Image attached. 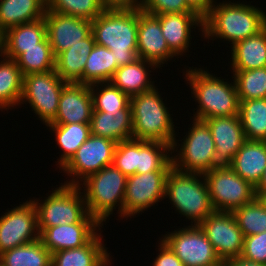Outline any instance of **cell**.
Returning <instances> with one entry per match:
<instances>
[{
    "instance_id": "obj_15",
    "label": "cell",
    "mask_w": 266,
    "mask_h": 266,
    "mask_svg": "<svg viewBox=\"0 0 266 266\" xmlns=\"http://www.w3.org/2000/svg\"><path fill=\"white\" fill-rule=\"evenodd\" d=\"M199 226L223 263L241 256L244 236L232 212L214 211Z\"/></svg>"
},
{
    "instance_id": "obj_43",
    "label": "cell",
    "mask_w": 266,
    "mask_h": 266,
    "mask_svg": "<svg viewBox=\"0 0 266 266\" xmlns=\"http://www.w3.org/2000/svg\"><path fill=\"white\" fill-rule=\"evenodd\" d=\"M241 256L266 265V231L257 235L245 236Z\"/></svg>"
},
{
    "instance_id": "obj_11",
    "label": "cell",
    "mask_w": 266,
    "mask_h": 266,
    "mask_svg": "<svg viewBox=\"0 0 266 266\" xmlns=\"http://www.w3.org/2000/svg\"><path fill=\"white\" fill-rule=\"evenodd\" d=\"M186 225L171 232L165 231L159 238L170 247L184 266H224L200 226Z\"/></svg>"
},
{
    "instance_id": "obj_29",
    "label": "cell",
    "mask_w": 266,
    "mask_h": 266,
    "mask_svg": "<svg viewBox=\"0 0 266 266\" xmlns=\"http://www.w3.org/2000/svg\"><path fill=\"white\" fill-rule=\"evenodd\" d=\"M47 0H0V35L11 27L41 19Z\"/></svg>"
},
{
    "instance_id": "obj_13",
    "label": "cell",
    "mask_w": 266,
    "mask_h": 266,
    "mask_svg": "<svg viewBox=\"0 0 266 266\" xmlns=\"http://www.w3.org/2000/svg\"><path fill=\"white\" fill-rule=\"evenodd\" d=\"M168 173L169 171H154L127 176L123 219L135 218L165 200Z\"/></svg>"
},
{
    "instance_id": "obj_17",
    "label": "cell",
    "mask_w": 266,
    "mask_h": 266,
    "mask_svg": "<svg viewBox=\"0 0 266 266\" xmlns=\"http://www.w3.org/2000/svg\"><path fill=\"white\" fill-rule=\"evenodd\" d=\"M44 18L46 35L55 57L92 33V22L86 19L48 10Z\"/></svg>"
},
{
    "instance_id": "obj_42",
    "label": "cell",
    "mask_w": 266,
    "mask_h": 266,
    "mask_svg": "<svg viewBox=\"0 0 266 266\" xmlns=\"http://www.w3.org/2000/svg\"><path fill=\"white\" fill-rule=\"evenodd\" d=\"M142 11L160 15L165 13H195L186 0H144Z\"/></svg>"
},
{
    "instance_id": "obj_50",
    "label": "cell",
    "mask_w": 266,
    "mask_h": 266,
    "mask_svg": "<svg viewBox=\"0 0 266 266\" xmlns=\"http://www.w3.org/2000/svg\"><path fill=\"white\" fill-rule=\"evenodd\" d=\"M257 198L260 200V202L264 205L266 208V191H255Z\"/></svg>"
},
{
    "instance_id": "obj_40",
    "label": "cell",
    "mask_w": 266,
    "mask_h": 266,
    "mask_svg": "<svg viewBox=\"0 0 266 266\" xmlns=\"http://www.w3.org/2000/svg\"><path fill=\"white\" fill-rule=\"evenodd\" d=\"M47 10L93 21L105 8L101 0H47Z\"/></svg>"
},
{
    "instance_id": "obj_28",
    "label": "cell",
    "mask_w": 266,
    "mask_h": 266,
    "mask_svg": "<svg viewBox=\"0 0 266 266\" xmlns=\"http://www.w3.org/2000/svg\"><path fill=\"white\" fill-rule=\"evenodd\" d=\"M101 233L100 230L82 247L54 252L51 255V266H97L109 253Z\"/></svg>"
},
{
    "instance_id": "obj_3",
    "label": "cell",
    "mask_w": 266,
    "mask_h": 266,
    "mask_svg": "<svg viewBox=\"0 0 266 266\" xmlns=\"http://www.w3.org/2000/svg\"><path fill=\"white\" fill-rule=\"evenodd\" d=\"M91 22L95 44L113 51L118 68L138 59V10L105 9Z\"/></svg>"
},
{
    "instance_id": "obj_36",
    "label": "cell",
    "mask_w": 266,
    "mask_h": 266,
    "mask_svg": "<svg viewBox=\"0 0 266 266\" xmlns=\"http://www.w3.org/2000/svg\"><path fill=\"white\" fill-rule=\"evenodd\" d=\"M15 61L23 76L55 70V56L47 36L40 42V48L23 49Z\"/></svg>"
},
{
    "instance_id": "obj_32",
    "label": "cell",
    "mask_w": 266,
    "mask_h": 266,
    "mask_svg": "<svg viewBox=\"0 0 266 266\" xmlns=\"http://www.w3.org/2000/svg\"><path fill=\"white\" fill-rule=\"evenodd\" d=\"M171 145L160 141L138 140L137 173L170 171L172 166Z\"/></svg>"
},
{
    "instance_id": "obj_25",
    "label": "cell",
    "mask_w": 266,
    "mask_h": 266,
    "mask_svg": "<svg viewBox=\"0 0 266 266\" xmlns=\"http://www.w3.org/2000/svg\"><path fill=\"white\" fill-rule=\"evenodd\" d=\"M94 46V36L91 33L84 40L59 53L55 57L56 74L65 83L84 84V67Z\"/></svg>"
},
{
    "instance_id": "obj_18",
    "label": "cell",
    "mask_w": 266,
    "mask_h": 266,
    "mask_svg": "<svg viewBox=\"0 0 266 266\" xmlns=\"http://www.w3.org/2000/svg\"><path fill=\"white\" fill-rule=\"evenodd\" d=\"M215 142V167H230L237 151L247 140L239 115L204 120Z\"/></svg>"
},
{
    "instance_id": "obj_4",
    "label": "cell",
    "mask_w": 266,
    "mask_h": 266,
    "mask_svg": "<svg viewBox=\"0 0 266 266\" xmlns=\"http://www.w3.org/2000/svg\"><path fill=\"white\" fill-rule=\"evenodd\" d=\"M159 86L152 90L130 97L132 107L133 139L160 141L172 145L176 137L172 108L168 107L167 98L159 91Z\"/></svg>"
},
{
    "instance_id": "obj_8",
    "label": "cell",
    "mask_w": 266,
    "mask_h": 266,
    "mask_svg": "<svg viewBox=\"0 0 266 266\" xmlns=\"http://www.w3.org/2000/svg\"><path fill=\"white\" fill-rule=\"evenodd\" d=\"M192 119L183 138L176 132L179 139L175 137L171 145L172 166L181 172L204 175L215 168V142L207 123L195 118L189 120Z\"/></svg>"
},
{
    "instance_id": "obj_37",
    "label": "cell",
    "mask_w": 266,
    "mask_h": 266,
    "mask_svg": "<svg viewBox=\"0 0 266 266\" xmlns=\"http://www.w3.org/2000/svg\"><path fill=\"white\" fill-rule=\"evenodd\" d=\"M239 101L266 98V67L253 70H230Z\"/></svg>"
},
{
    "instance_id": "obj_47",
    "label": "cell",
    "mask_w": 266,
    "mask_h": 266,
    "mask_svg": "<svg viewBox=\"0 0 266 266\" xmlns=\"http://www.w3.org/2000/svg\"><path fill=\"white\" fill-rule=\"evenodd\" d=\"M224 266H266V265L245 259L242 256H238L224 262Z\"/></svg>"
},
{
    "instance_id": "obj_49",
    "label": "cell",
    "mask_w": 266,
    "mask_h": 266,
    "mask_svg": "<svg viewBox=\"0 0 266 266\" xmlns=\"http://www.w3.org/2000/svg\"><path fill=\"white\" fill-rule=\"evenodd\" d=\"M108 253L99 263L97 266H110L113 264L112 262V255ZM112 262V263H111Z\"/></svg>"
},
{
    "instance_id": "obj_19",
    "label": "cell",
    "mask_w": 266,
    "mask_h": 266,
    "mask_svg": "<svg viewBox=\"0 0 266 266\" xmlns=\"http://www.w3.org/2000/svg\"><path fill=\"white\" fill-rule=\"evenodd\" d=\"M155 16L160 21L162 34L169 49L178 58L190 52L189 46H192L195 29L198 33L201 32V39L203 37V19L196 13H165Z\"/></svg>"
},
{
    "instance_id": "obj_33",
    "label": "cell",
    "mask_w": 266,
    "mask_h": 266,
    "mask_svg": "<svg viewBox=\"0 0 266 266\" xmlns=\"http://www.w3.org/2000/svg\"><path fill=\"white\" fill-rule=\"evenodd\" d=\"M117 69L113 51L95 44L84 67V84L110 82Z\"/></svg>"
},
{
    "instance_id": "obj_26",
    "label": "cell",
    "mask_w": 266,
    "mask_h": 266,
    "mask_svg": "<svg viewBox=\"0 0 266 266\" xmlns=\"http://www.w3.org/2000/svg\"><path fill=\"white\" fill-rule=\"evenodd\" d=\"M230 168L256 188L266 168V141L246 140Z\"/></svg>"
},
{
    "instance_id": "obj_7",
    "label": "cell",
    "mask_w": 266,
    "mask_h": 266,
    "mask_svg": "<svg viewBox=\"0 0 266 266\" xmlns=\"http://www.w3.org/2000/svg\"><path fill=\"white\" fill-rule=\"evenodd\" d=\"M43 199L31 198L36 206L39 234L47 227L75 223H99L89 215L85 199L78 186L56 185Z\"/></svg>"
},
{
    "instance_id": "obj_35",
    "label": "cell",
    "mask_w": 266,
    "mask_h": 266,
    "mask_svg": "<svg viewBox=\"0 0 266 266\" xmlns=\"http://www.w3.org/2000/svg\"><path fill=\"white\" fill-rule=\"evenodd\" d=\"M239 116L247 140L266 141V98L240 101Z\"/></svg>"
},
{
    "instance_id": "obj_44",
    "label": "cell",
    "mask_w": 266,
    "mask_h": 266,
    "mask_svg": "<svg viewBox=\"0 0 266 266\" xmlns=\"http://www.w3.org/2000/svg\"><path fill=\"white\" fill-rule=\"evenodd\" d=\"M155 247L158 254L151 263L152 266H184L183 262L176 256L170 247L160 238Z\"/></svg>"
},
{
    "instance_id": "obj_16",
    "label": "cell",
    "mask_w": 266,
    "mask_h": 266,
    "mask_svg": "<svg viewBox=\"0 0 266 266\" xmlns=\"http://www.w3.org/2000/svg\"><path fill=\"white\" fill-rule=\"evenodd\" d=\"M137 56L153 63L158 69L178 57L169 49L159 19L138 10ZM168 61V62H167Z\"/></svg>"
},
{
    "instance_id": "obj_39",
    "label": "cell",
    "mask_w": 266,
    "mask_h": 266,
    "mask_svg": "<svg viewBox=\"0 0 266 266\" xmlns=\"http://www.w3.org/2000/svg\"><path fill=\"white\" fill-rule=\"evenodd\" d=\"M232 213L244 237L266 231V208L257 197Z\"/></svg>"
},
{
    "instance_id": "obj_27",
    "label": "cell",
    "mask_w": 266,
    "mask_h": 266,
    "mask_svg": "<svg viewBox=\"0 0 266 266\" xmlns=\"http://www.w3.org/2000/svg\"><path fill=\"white\" fill-rule=\"evenodd\" d=\"M227 70H253L266 67V27L256 35L234 43Z\"/></svg>"
},
{
    "instance_id": "obj_31",
    "label": "cell",
    "mask_w": 266,
    "mask_h": 266,
    "mask_svg": "<svg viewBox=\"0 0 266 266\" xmlns=\"http://www.w3.org/2000/svg\"><path fill=\"white\" fill-rule=\"evenodd\" d=\"M0 111L19 108L23 92V75L14 59L0 53ZM18 106V107H17Z\"/></svg>"
},
{
    "instance_id": "obj_34",
    "label": "cell",
    "mask_w": 266,
    "mask_h": 266,
    "mask_svg": "<svg viewBox=\"0 0 266 266\" xmlns=\"http://www.w3.org/2000/svg\"><path fill=\"white\" fill-rule=\"evenodd\" d=\"M51 253L40 239L4 251L0 254L3 266H51Z\"/></svg>"
},
{
    "instance_id": "obj_12",
    "label": "cell",
    "mask_w": 266,
    "mask_h": 266,
    "mask_svg": "<svg viewBox=\"0 0 266 266\" xmlns=\"http://www.w3.org/2000/svg\"><path fill=\"white\" fill-rule=\"evenodd\" d=\"M116 145L111 139L91 134L60 169L68 178L64 184L78 186L88 176L112 165Z\"/></svg>"
},
{
    "instance_id": "obj_5",
    "label": "cell",
    "mask_w": 266,
    "mask_h": 266,
    "mask_svg": "<svg viewBox=\"0 0 266 266\" xmlns=\"http://www.w3.org/2000/svg\"><path fill=\"white\" fill-rule=\"evenodd\" d=\"M127 176L113 164L88 176L78 187L81 189L87 212L102 226L116 214L123 220V201ZM118 209V210H116Z\"/></svg>"
},
{
    "instance_id": "obj_46",
    "label": "cell",
    "mask_w": 266,
    "mask_h": 266,
    "mask_svg": "<svg viewBox=\"0 0 266 266\" xmlns=\"http://www.w3.org/2000/svg\"><path fill=\"white\" fill-rule=\"evenodd\" d=\"M216 1L218 0H186L187 5L202 19L208 15Z\"/></svg>"
},
{
    "instance_id": "obj_30",
    "label": "cell",
    "mask_w": 266,
    "mask_h": 266,
    "mask_svg": "<svg viewBox=\"0 0 266 266\" xmlns=\"http://www.w3.org/2000/svg\"><path fill=\"white\" fill-rule=\"evenodd\" d=\"M62 152L55 161L59 170L73 157L78 148L90 137V123L46 124Z\"/></svg>"
},
{
    "instance_id": "obj_2",
    "label": "cell",
    "mask_w": 266,
    "mask_h": 266,
    "mask_svg": "<svg viewBox=\"0 0 266 266\" xmlns=\"http://www.w3.org/2000/svg\"><path fill=\"white\" fill-rule=\"evenodd\" d=\"M232 1L215 2L203 19V39H208V44L209 40H220L231 47L266 27L265 10L244 0Z\"/></svg>"
},
{
    "instance_id": "obj_10",
    "label": "cell",
    "mask_w": 266,
    "mask_h": 266,
    "mask_svg": "<svg viewBox=\"0 0 266 266\" xmlns=\"http://www.w3.org/2000/svg\"><path fill=\"white\" fill-rule=\"evenodd\" d=\"M203 176L215 211L233 212L257 197L255 187L230 167H215Z\"/></svg>"
},
{
    "instance_id": "obj_9",
    "label": "cell",
    "mask_w": 266,
    "mask_h": 266,
    "mask_svg": "<svg viewBox=\"0 0 266 266\" xmlns=\"http://www.w3.org/2000/svg\"><path fill=\"white\" fill-rule=\"evenodd\" d=\"M66 84L55 70L25 75L19 107L28 104L42 124H49L56 117L62 89Z\"/></svg>"
},
{
    "instance_id": "obj_21",
    "label": "cell",
    "mask_w": 266,
    "mask_h": 266,
    "mask_svg": "<svg viewBox=\"0 0 266 266\" xmlns=\"http://www.w3.org/2000/svg\"><path fill=\"white\" fill-rule=\"evenodd\" d=\"M100 223H75L47 227L39 234L43 245L53 254L56 251L79 248L87 244L100 230Z\"/></svg>"
},
{
    "instance_id": "obj_1",
    "label": "cell",
    "mask_w": 266,
    "mask_h": 266,
    "mask_svg": "<svg viewBox=\"0 0 266 266\" xmlns=\"http://www.w3.org/2000/svg\"><path fill=\"white\" fill-rule=\"evenodd\" d=\"M186 66L184 65L181 73L185 84L191 88L190 98L194 99L192 101L196 102L195 105L197 104L196 109L194 108L196 112L194 111L190 118L206 120L239 115L240 101L233 76L230 82L229 78L218 77L215 73L213 75L207 67Z\"/></svg>"
},
{
    "instance_id": "obj_20",
    "label": "cell",
    "mask_w": 266,
    "mask_h": 266,
    "mask_svg": "<svg viewBox=\"0 0 266 266\" xmlns=\"http://www.w3.org/2000/svg\"><path fill=\"white\" fill-rule=\"evenodd\" d=\"M92 112L90 85L67 83L62 89L56 117L49 124L90 123Z\"/></svg>"
},
{
    "instance_id": "obj_22",
    "label": "cell",
    "mask_w": 266,
    "mask_h": 266,
    "mask_svg": "<svg viewBox=\"0 0 266 266\" xmlns=\"http://www.w3.org/2000/svg\"><path fill=\"white\" fill-rule=\"evenodd\" d=\"M46 36L44 17L11 27L1 34L0 53L16 60L23 49L40 48V42Z\"/></svg>"
},
{
    "instance_id": "obj_24",
    "label": "cell",
    "mask_w": 266,
    "mask_h": 266,
    "mask_svg": "<svg viewBox=\"0 0 266 266\" xmlns=\"http://www.w3.org/2000/svg\"><path fill=\"white\" fill-rule=\"evenodd\" d=\"M91 134L121 142L133 138L132 107L120 111H93L90 121Z\"/></svg>"
},
{
    "instance_id": "obj_14",
    "label": "cell",
    "mask_w": 266,
    "mask_h": 266,
    "mask_svg": "<svg viewBox=\"0 0 266 266\" xmlns=\"http://www.w3.org/2000/svg\"><path fill=\"white\" fill-rule=\"evenodd\" d=\"M28 200L0 216V254L39 239L36 206Z\"/></svg>"
},
{
    "instance_id": "obj_45",
    "label": "cell",
    "mask_w": 266,
    "mask_h": 266,
    "mask_svg": "<svg viewBox=\"0 0 266 266\" xmlns=\"http://www.w3.org/2000/svg\"><path fill=\"white\" fill-rule=\"evenodd\" d=\"M105 9L141 10L144 0H101Z\"/></svg>"
},
{
    "instance_id": "obj_23",
    "label": "cell",
    "mask_w": 266,
    "mask_h": 266,
    "mask_svg": "<svg viewBox=\"0 0 266 266\" xmlns=\"http://www.w3.org/2000/svg\"><path fill=\"white\" fill-rule=\"evenodd\" d=\"M150 68V69H149ZM158 68L151 62L138 58L131 64L119 67L111 83L129 97L152 90L156 85L152 73ZM153 80V81H152Z\"/></svg>"
},
{
    "instance_id": "obj_48",
    "label": "cell",
    "mask_w": 266,
    "mask_h": 266,
    "mask_svg": "<svg viewBox=\"0 0 266 266\" xmlns=\"http://www.w3.org/2000/svg\"><path fill=\"white\" fill-rule=\"evenodd\" d=\"M255 191H266V168L258 186L255 188Z\"/></svg>"
},
{
    "instance_id": "obj_41",
    "label": "cell",
    "mask_w": 266,
    "mask_h": 266,
    "mask_svg": "<svg viewBox=\"0 0 266 266\" xmlns=\"http://www.w3.org/2000/svg\"><path fill=\"white\" fill-rule=\"evenodd\" d=\"M113 165L126 176L136 174L138 166V140L132 138L118 142L114 152Z\"/></svg>"
},
{
    "instance_id": "obj_6",
    "label": "cell",
    "mask_w": 266,
    "mask_h": 266,
    "mask_svg": "<svg viewBox=\"0 0 266 266\" xmlns=\"http://www.w3.org/2000/svg\"><path fill=\"white\" fill-rule=\"evenodd\" d=\"M169 198V199H168ZM165 199L190 225H199L215 210L202 174L181 172L172 167L167 175ZM188 219V220H187Z\"/></svg>"
},
{
    "instance_id": "obj_38",
    "label": "cell",
    "mask_w": 266,
    "mask_h": 266,
    "mask_svg": "<svg viewBox=\"0 0 266 266\" xmlns=\"http://www.w3.org/2000/svg\"><path fill=\"white\" fill-rule=\"evenodd\" d=\"M93 111H120L130 104V97L111 82L90 85Z\"/></svg>"
}]
</instances>
